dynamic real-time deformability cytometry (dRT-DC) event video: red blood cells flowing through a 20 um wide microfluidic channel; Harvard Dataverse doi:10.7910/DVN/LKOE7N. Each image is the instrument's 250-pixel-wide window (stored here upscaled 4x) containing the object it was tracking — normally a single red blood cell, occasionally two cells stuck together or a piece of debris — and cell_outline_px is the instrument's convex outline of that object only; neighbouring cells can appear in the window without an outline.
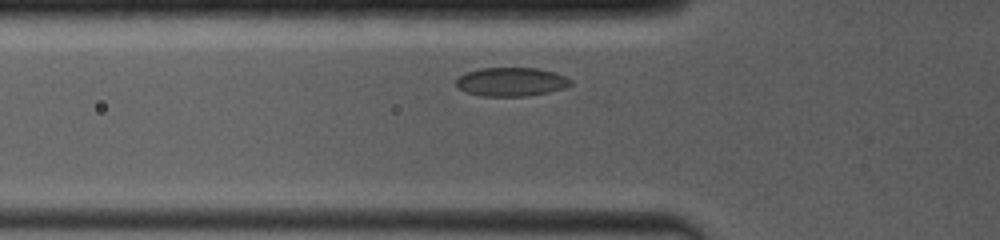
{"species": "common noctule bat (a hibernating species)", "species_latin": "Nyctalus noctula", "temperature_condition": "room temperature", "stored_images_in_passage": 38, "camera_frame_rate_fps": 4000, "um_per_image_px": 0.085, "animal": {"sex": "female", "body_mass_g": 19.0, "forearm_length_mm": 53.3}, "frame": {"image": 1, "passage_image": 2, "time_ms": 0.25, "image_size_px": [1000, 240], "cell_outline_px": [[572, 84], [564, 88], [548, 92], [528, 96], [480, 96], [468, 92], [460, 88], [456, 84], [456, 80], [460, 76], [468, 72], [480, 68], [540, 68], [564, 76], [572, 80]], "centroid_in_image_um": [43.48, 6.96], "position_along_channel_um": 82.3, "area_um2": 19.02}}
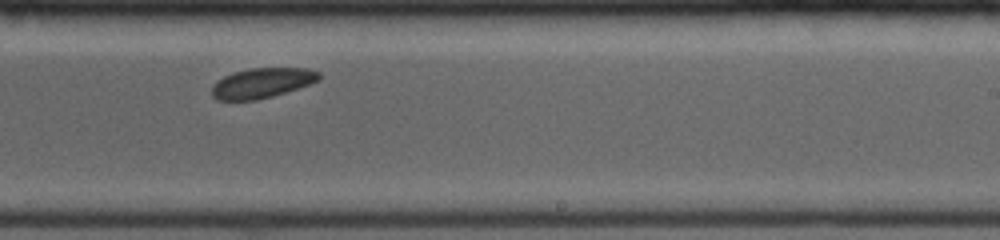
{"frame": {"image": 2, "passage_image": 23, "time_ms": 5.0, "image_size_px": [1000, 240], "cell_outline_px": [[320, 80], [272, 96], [256, 100], [216, 100], [212, 96], [212, 84], [216, 80], [232, 72], [248, 68], [308, 68], [320, 72]], "centroid_in_image_um": [22.23, 7.04], "position_along_channel_um": 266.8, "area_um2": 18.79}}
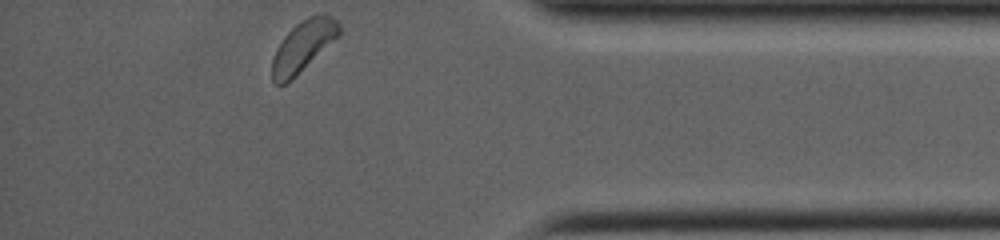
{"frame": {"image": 3, "passage_image": 38, "time_ms": 9.0, "image_size_px": [1000, 240], "cell_outline_px": [[340, 36], [292, 80], [284, 84], [276, 84], [272, 80], [272, 60], [276, 48], [284, 36], [296, 24], [308, 16], [324, 12], [332, 16], [340, 24]], "centroid_in_image_um": [25.79, 3.91], "position_along_channel_um": 409.4, "area_um2": 20.17}}